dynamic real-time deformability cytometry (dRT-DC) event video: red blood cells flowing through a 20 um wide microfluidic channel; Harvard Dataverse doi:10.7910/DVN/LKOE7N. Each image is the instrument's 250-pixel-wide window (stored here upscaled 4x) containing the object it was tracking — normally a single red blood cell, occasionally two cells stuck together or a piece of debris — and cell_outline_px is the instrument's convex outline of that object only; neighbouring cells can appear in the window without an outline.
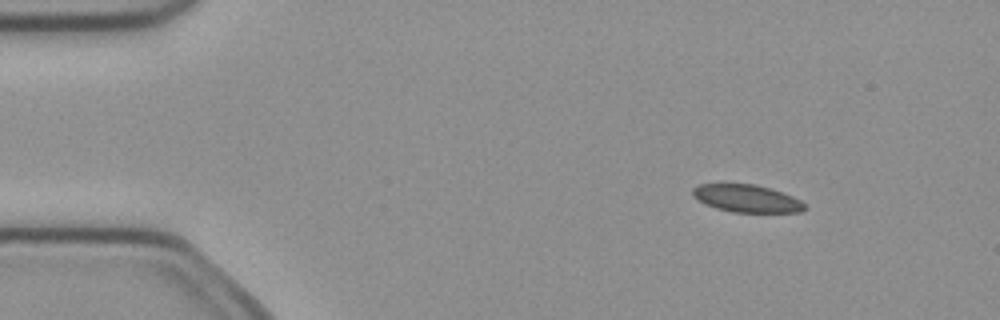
{"species": "common noctule bat (a hibernating species)", "species_latin": "Nyctalus noctula", "temperature_condition": "cold", "stored_images_in_passage": 7, "camera_frame_rate_fps": 3000, "um_per_image_px": 0.085, "animal": {"sex": "female", "body_mass_g": 21.9}, "frame": {"image": 1, "passage_image": 2, "time_ms": 0.333, "image_size_px": [1000, 320], "cell_outline_px": [[808, 208], [800, 212], [732, 212], [716, 208], [704, 204], [692, 196], [692, 188], [700, 184], [724, 180], [756, 184], [792, 196], [800, 200]], "centroid_in_image_um": [63.37, 16.81], "position_along_channel_um": 21.6, "area_um2": 18.73}}